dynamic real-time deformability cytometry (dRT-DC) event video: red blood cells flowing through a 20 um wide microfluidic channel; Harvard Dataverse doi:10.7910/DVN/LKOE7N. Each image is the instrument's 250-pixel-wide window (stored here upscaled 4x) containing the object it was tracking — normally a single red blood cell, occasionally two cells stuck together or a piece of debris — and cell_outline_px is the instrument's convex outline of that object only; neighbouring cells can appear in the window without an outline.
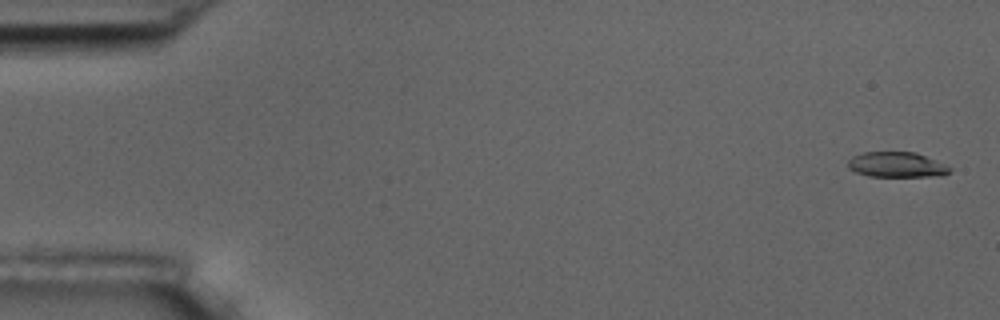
{"species": "common noctule bat (a hibernating species)", "species_latin": "Nyctalus noctula", "temperature_condition": "room temperature", "stored_images_in_passage": 4, "camera_frame_rate_fps": 3000, "um_per_image_px": 0.085, "animal": {"sex": "male", "body_mass_g": 17.5, "forearm_length_mm": 52.3}, "frame": {"image": 1, "passage_image": 1, "time_ms": 0.0, "image_size_px": [1000, 320], "cell_outline_px": [[952, 168], [944, 176], [868, 176], [856, 172], [848, 168], [848, 160], [852, 156], [864, 152], [916, 152], [944, 164]], "centroid_in_image_um": [76.2, 14.0], "position_along_channel_um": 8.8, "area_um2": 14.91}}